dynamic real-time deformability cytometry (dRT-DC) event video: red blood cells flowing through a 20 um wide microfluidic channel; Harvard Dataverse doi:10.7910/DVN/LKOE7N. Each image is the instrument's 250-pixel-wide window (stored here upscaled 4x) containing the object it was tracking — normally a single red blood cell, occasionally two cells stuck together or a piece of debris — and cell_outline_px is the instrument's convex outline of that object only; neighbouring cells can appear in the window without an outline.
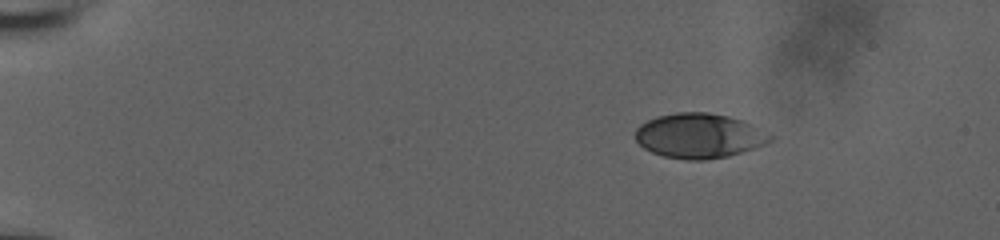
{"species": "human", "species_latin": "Homo sapiens", "temperature_condition": "room temperature", "stored_images_in_passage": 48, "camera_frame_rate_fps": 3000, "um_per_image_px": 0.085, "donor": {"sex": "male"}, "frame": {"image": 1, "passage_image": 1, "time_ms": 0.0, "image_size_px": [1000, 240], "cell_outline_px": [[772, 140], [764, 144], [728, 156], [704, 160], [688, 160], [664, 156], [652, 152], [644, 148], [636, 140], [636, 128], [640, 124], [656, 116], [676, 112], [708, 112], [728, 116], [744, 120], [752, 124], [772, 136]], "centroid_in_image_um": [59.41, 11.53], "position_along_channel_um": 25.6, "area_um2": 35.03}}
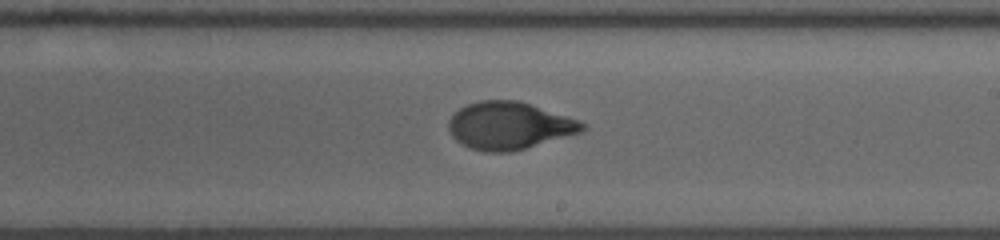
{"frame": {"image": 2, "passage_image": 27, "time_ms": 8.667, "image_size_px": [1000, 240], "cell_outline_px": [[588, 128], [580, 132], [512, 152], [484, 152], [468, 148], [456, 140], [452, 136], [448, 128], [448, 120], [460, 108], [468, 104], [480, 100], [520, 100], [580, 120]], "centroid_in_image_um": [43.27, 10.68], "position_along_channel_um": 245.7, "area_um2": 37.05}}
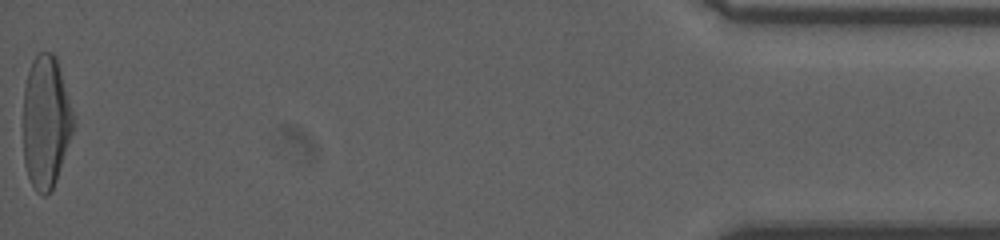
{"frame": {"image": 3, "passage_image": 48, "time_ms": 15.667, "image_size_px": [1000, 240], "cell_outline_px": [[76, 124], [56, 180], [52, 188], [44, 196], [36, 192], [28, 176], [24, 164], [24, 88], [28, 72], [32, 60], [40, 52], [52, 52], [56, 56]], "centroid_in_image_um": [3.9, 10.37], "position_along_channel_um": 431.3, "area_um2": 38.61}, "authors_computed_cell_mechanics": {"area_um2": 36.7608, "velocity_mm_per_s": 3.8667, "shape_relaxation_time_tau1_ms": 4.0924, "shape_relaxation_time_tau2_ms": null, "deformation_change_tau1": 0.2058, "deformation_change_tau2": null}}